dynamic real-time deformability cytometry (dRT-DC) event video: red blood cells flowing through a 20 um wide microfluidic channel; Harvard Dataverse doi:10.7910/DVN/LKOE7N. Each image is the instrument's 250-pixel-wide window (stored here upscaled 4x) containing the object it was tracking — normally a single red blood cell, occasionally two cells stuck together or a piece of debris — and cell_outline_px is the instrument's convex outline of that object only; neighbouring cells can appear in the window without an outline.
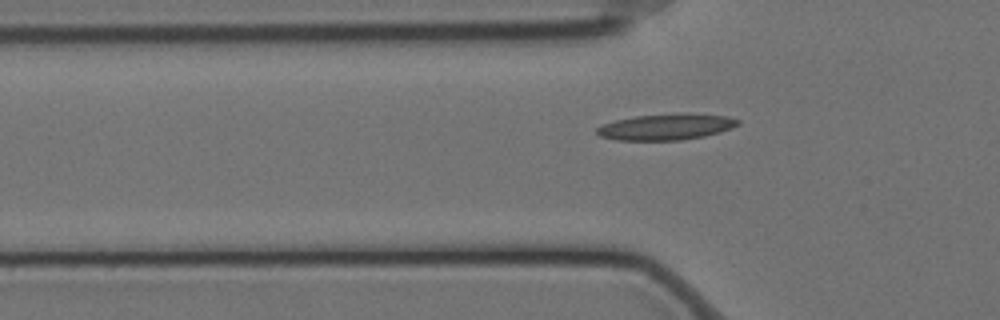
{"species": "Egyptian fruit bat (a non-hibernating species)", "species_latin": "Rousettus aegyptiacus", "temperature_condition": "cold", "stored_images_in_passage": 39, "camera_frame_rate_fps": 3000, "um_per_image_px": 0.085, "animal": {"sex": "female"}, "frame": {"image": 1, "passage_image": 6, "time_ms": 1.667, "image_size_px": [1000, 320], "cell_outline_px": [[740, 124], [732, 128], [720, 132], [704, 136], [680, 140], [616, 140], [600, 136], [596, 132], [596, 128], [604, 124], [616, 120], [636, 116], [676, 112], [688, 112], [728, 116], [740, 120]], "centroid_in_image_um": [56.67, 10.76], "position_along_channel_um": 69.1, "area_um2": 21.79}}
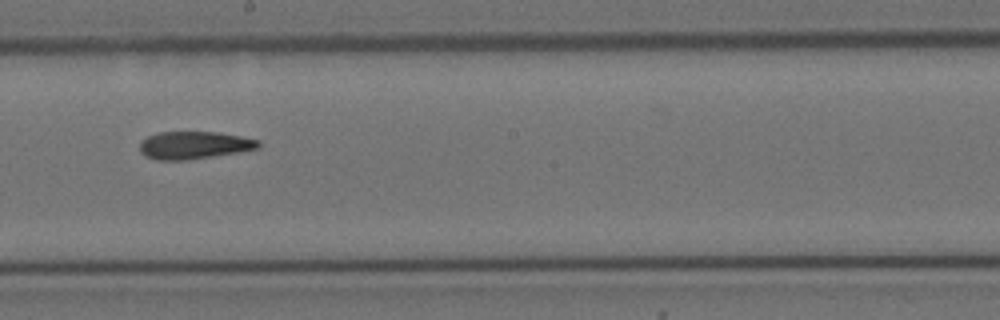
{"frame": {"image": 2, "passage_image": 20, "time_ms": 6.333, "image_size_px": [1000, 320], "cell_outline_px": [[260, 148], [188, 160], [156, 160], [144, 156], [140, 152], [140, 144], [148, 136], [160, 132], [216, 132], [240, 136], [260, 140]], "centroid_in_image_um": [16.49, 12.34], "position_along_channel_um": 231.7, "area_um2": 18.96}}
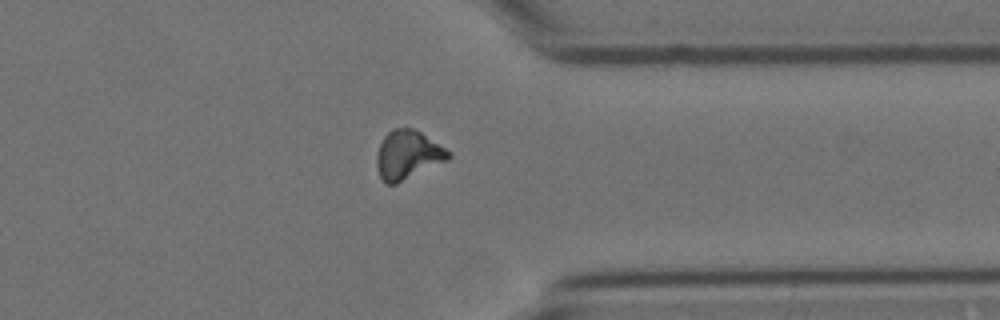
{"frame": {"image": 3, "passage_image": 33, "time_ms": 10.667, "image_size_px": [1000, 320], "cell_outline_px": [[452, 156], [448, 160], [396, 184], [388, 184], [380, 176], [376, 164], [376, 152], [384, 136], [392, 128], [412, 128], [420, 132], [452, 152]], "centroid_in_image_um": [34.66, 13.16], "position_along_channel_um": 376.7, "area_um2": 20.35}, "authors_computed_cell_mechanics": {"area_um2": 19.7676, "velocity_mm_per_s": 3.4652, "shape_relaxation_time_tau1_ms": null, "shape_relaxation_time_tau2_ms": 4.7055, "deformation_change_tau1": null, "deformation_change_tau2": 0.1298}}